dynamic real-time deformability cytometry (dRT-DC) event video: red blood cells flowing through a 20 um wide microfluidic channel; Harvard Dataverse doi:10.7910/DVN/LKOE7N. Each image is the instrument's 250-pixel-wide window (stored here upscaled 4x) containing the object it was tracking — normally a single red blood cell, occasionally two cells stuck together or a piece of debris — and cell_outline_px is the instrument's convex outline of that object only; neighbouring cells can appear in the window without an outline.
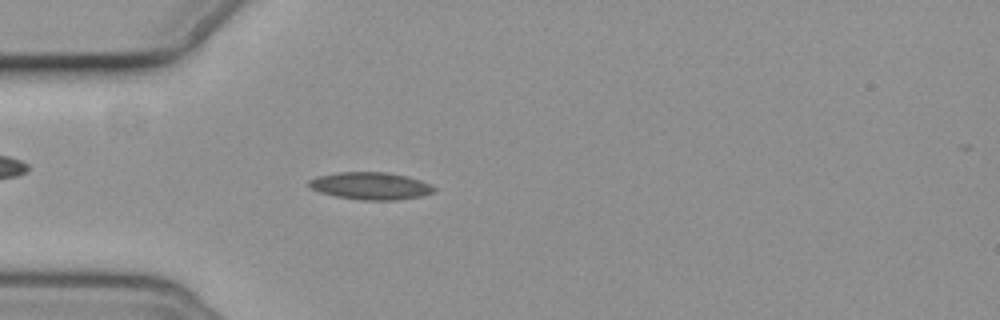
{"species": "common noctule bat (a hibernating species)", "species_latin": "Nyctalus noctula", "temperature_condition": "cold", "stored_images_in_passage": 56, "camera_frame_rate_fps": 3000, "um_per_image_px": 0.085, "animal": {"sex": "female", "body_mass_g": 19.3, "forearm_length_mm": 54.1}, "frame": {"image": 1, "passage_image": 16, "time_ms": 5.0, "image_size_px": [1000, 320], "cell_outline_px": [[436, 192], [420, 196], [396, 200], [364, 200], [336, 196], [320, 192], [312, 188], [308, 184], [308, 180], [316, 176], [340, 172], [388, 172], [408, 176], [420, 180], [436, 188]], "centroid_in_image_um": [31.51, 15.79], "position_along_channel_um": 53.5, "area_um2": 19.88}}
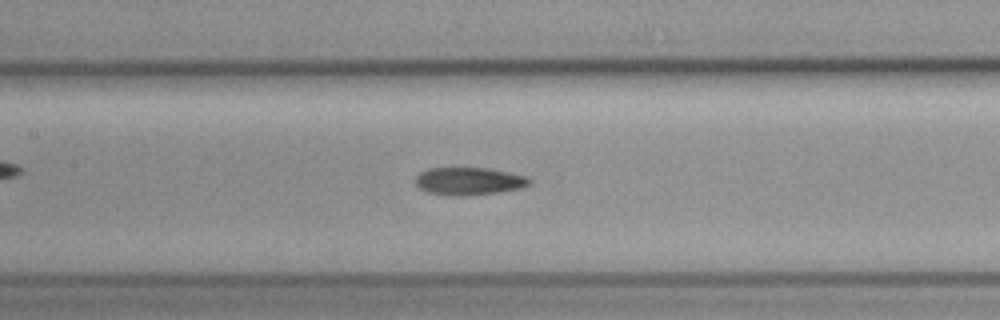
{"frame": {"image": 2, "passage_image": 26, "time_ms": 8.333, "image_size_px": [1000, 320], "cell_outline_px": [[532, 180], [528, 184], [520, 188], [496, 192], [460, 196], [456, 196], [428, 192], [420, 188], [416, 184], [416, 176], [420, 172], [428, 168], [488, 168], [528, 176]], "centroid_in_image_um": [39.86, 15.38], "position_along_channel_um": 167.5, "area_um2": 18.15}}
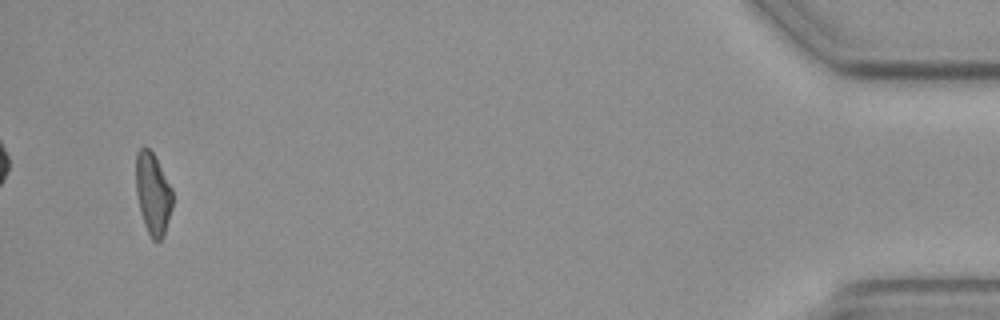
{"frame": {"image": 3, "passage_image": 54, "time_ms": 17.667, "image_size_px": [1000, 320], "cell_outline_px": [[172, 208], [164, 236], [160, 240], [152, 240], [144, 224], [140, 212], [136, 192], [136, 152], [144, 144], [152, 152], [172, 188]], "centroid_in_image_um": [12.99, 16.46], "position_along_channel_um": 422.2, "area_um2": 17.46}, "authors_computed_cell_mechanics": {"area_um2": 18.207, "velocity_mm_per_s": 3.6709, "shape_relaxation_time_tau1_ms": null, "shape_relaxation_time_tau2_ms": 7.919, "deformation_change_tau1": null, "deformation_change_tau2": 0.1382}}